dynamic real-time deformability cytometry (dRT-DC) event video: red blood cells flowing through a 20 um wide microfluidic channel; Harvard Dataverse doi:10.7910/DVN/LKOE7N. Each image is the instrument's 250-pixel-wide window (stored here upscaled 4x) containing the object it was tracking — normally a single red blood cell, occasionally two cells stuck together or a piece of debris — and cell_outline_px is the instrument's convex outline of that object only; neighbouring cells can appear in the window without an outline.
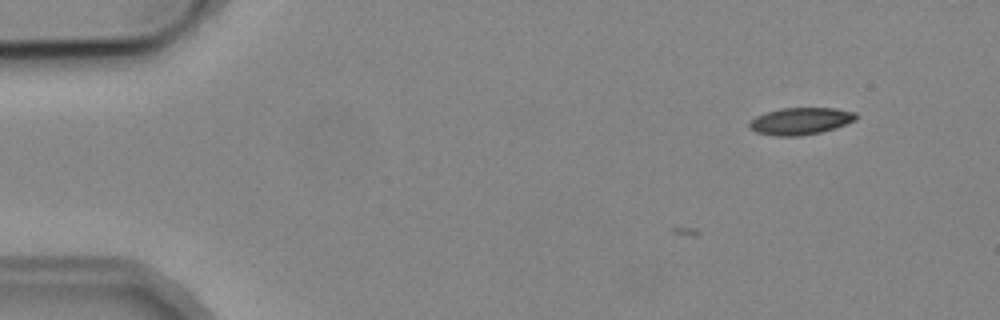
{"species": "common noctule bat (a hibernating species)", "species_latin": "Nyctalus noctula", "temperature_condition": "cold", "stored_images_in_passage": 6, "camera_frame_rate_fps": 3000, "um_per_image_px": 0.085, "animal": {"sex": "male", "body_mass_g": 19.2, "forearm_length_mm": 51.8}, "frame": {"image": 1, "passage_image": 3, "time_ms": 2.333, "image_size_px": [1000, 320], "cell_outline_px": [[856, 120], [836, 128], [820, 132], [800, 136], [776, 136], [756, 132], [748, 128], [748, 124], [756, 116], [780, 108], [836, 108], [856, 112]], "centroid_in_image_um": [68.05, 10.29], "position_along_channel_um": 16.9, "area_um2": 16.82}}